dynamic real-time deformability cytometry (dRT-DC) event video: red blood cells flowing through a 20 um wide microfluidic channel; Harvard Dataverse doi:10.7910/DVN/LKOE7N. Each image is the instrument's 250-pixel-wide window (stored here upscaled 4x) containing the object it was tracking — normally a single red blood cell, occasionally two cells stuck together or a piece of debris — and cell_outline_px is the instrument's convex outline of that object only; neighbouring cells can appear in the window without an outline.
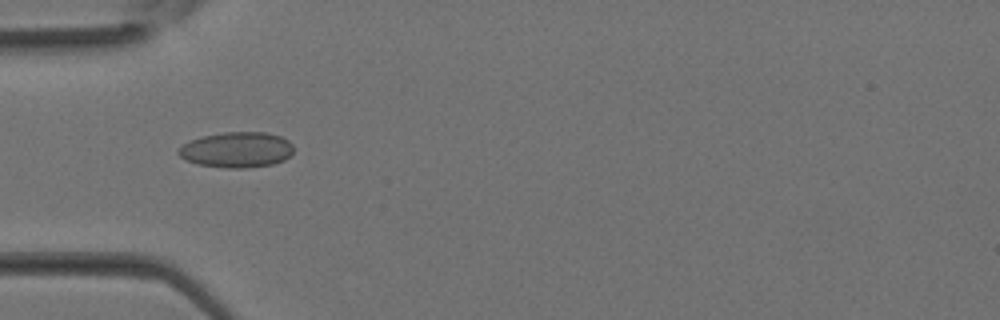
{"species": "Egyptian fruit bat (a non-hibernating species)", "species_latin": "Rousettus aegyptiacus", "temperature_condition": "room temperature", "stored_images_in_passage": 32, "camera_frame_rate_fps": 3000, "um_per_image_px": 0.085, "animal": {"sex": "female"}, "frame": {"image": 1, "passage_image": 8, "time_ms": 2.333, "image_size_px": [1000, 320], "cell_outline_px": [[292, 152], [284, 160], [272, 164], [244, 168], [224, 168], [196, 164], [184, 160], [176, 152], [184, 144], [192, 140], [204, 136], [224, 132], [268, 132], [280, 136], [288, 140], [292, 144]], "centroid_in_image_um": [20.11, 12.73], "position_along_channel_um": 64.9, "area_um2": 23.81}}
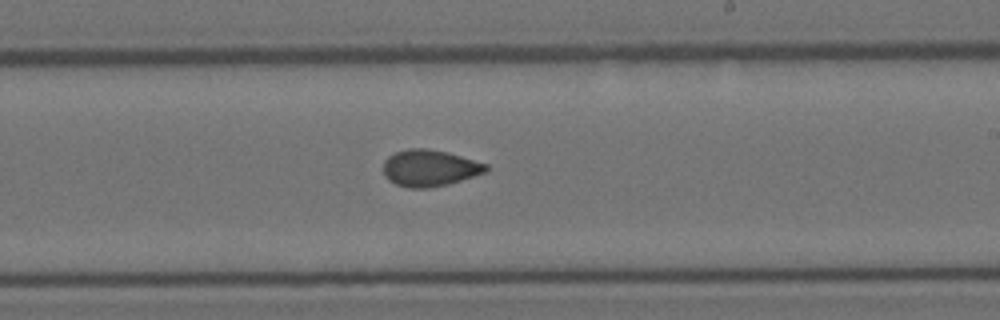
{"frame": {"image": 2, "passage_image": 18, "time_ms": 5.667, "image_size_px": [1000, 320], "cell_outline_px": [[488, 168], [484, 172], [448, 184], [428, 188], [408, 188], [396, 184], [388, 180], [384, 176], [384, 160], [388, 156], [396, 152], [408, 148], [428, 148], [448, 152], [488, 164]], "centroid_in_image_um": [36.48, 14.27], "position_along_channel_um": 252.5, "area_um2": 21.85}}
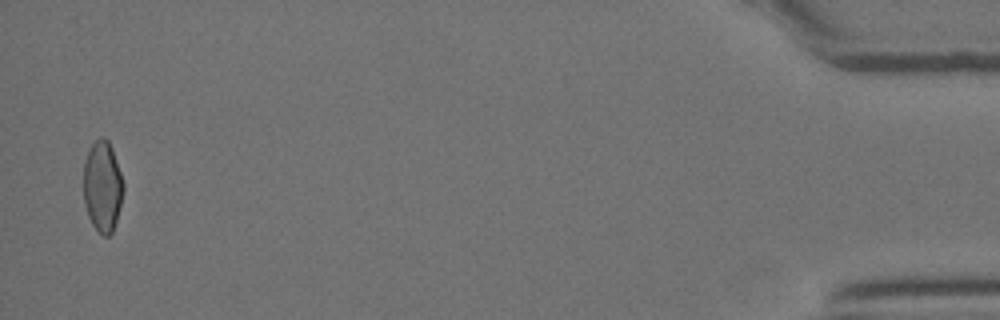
{"frame": {"image": 3, "passage_image": 32, "time_ms": 10.333, "image_size_px": [1000, 320], "cell_outline_px": [[124, 188], [116, 220], [112, 232], [108, 236], [104, 236], [92, 224], [88, 216], [84, 204], [84, 160], [88, 148], [100, 136], [104, 136], [108, 140], [112, 148], [124, 184]], "centroid_in_image_um": [8.7, 15.8], "position_along_channel_um": 426.5, "area_um2": 21.04}}